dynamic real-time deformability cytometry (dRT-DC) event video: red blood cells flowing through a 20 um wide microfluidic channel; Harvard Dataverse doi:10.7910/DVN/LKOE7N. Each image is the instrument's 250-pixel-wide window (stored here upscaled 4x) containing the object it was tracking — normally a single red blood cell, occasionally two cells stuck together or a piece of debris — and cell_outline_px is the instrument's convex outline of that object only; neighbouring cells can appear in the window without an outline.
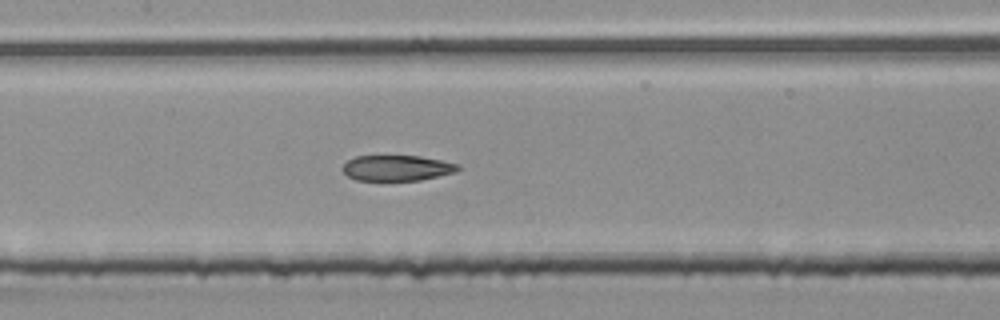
{"species": "common noctule bat (a hibernating species)", "species_latin": "Nyctalus noctula", "temperature_condition": "room temperature", "stored_images_in_passage": 46, "segment_of_instrument_passage": [2, 2], "camera_frame_rate_fps": 3000, "um_per_image_px": 0.085, "animal": {"sex": "male", "body_mass_g": 20.4}, "frame": {"image": 1, "passage_image": 17, "time_ms": 5.333, "image_size_px": [1000, 320], "cell_outline_px": [[460, 168], [456, 172], [420, 180], [356, 180], [348, 176], [340, 168], [348, 160], [356, 156], [420, 156], [460, 164]], "centroid_in_image_um": [33.74, 14.28], "position_along_channel_um": 173.7, "area_um2": 17.17}}
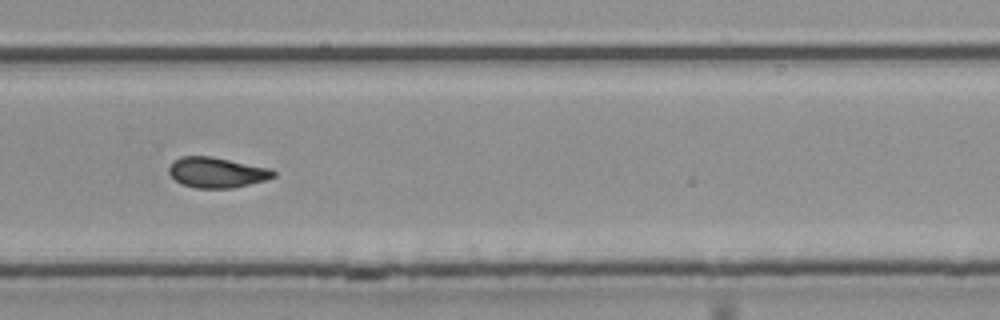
{"frame": {"image": 2, "passage_image": 28, "time_ms": 9.0, "image_size_px": [1000, 320], "cell_outline_px": [[276, 176], [264, 180], [232, 188], [196, 188], [180, 184], [168, 172], [168, 168], [172, 160], [180, 156], [212, 156], [272, 168], [276, 172]], "centroid_in_image_um": [18.41, 14.64], "position_along_channel_um": 311.4, "area_um2": 18.73}}
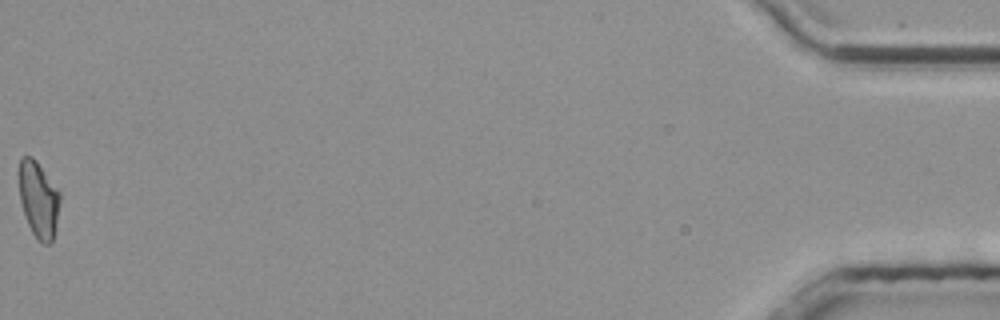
{"frame": {"image": 3, "passage_image": 46, "time_ms": 15.0, "image_size_px": [1000, 320], "cell_outline_px": [[60, 200], [56, 224], [52, 244], [40, 244], [36, 240], [24, 216], [20, 200], [16, 172], [20, 156], [32, 156], [36, 160], [60, 192]], "centroid_in_image_um": [3.23, 16.93], "position_along_channel_um": 432.0, "area_um2": 18.84}}